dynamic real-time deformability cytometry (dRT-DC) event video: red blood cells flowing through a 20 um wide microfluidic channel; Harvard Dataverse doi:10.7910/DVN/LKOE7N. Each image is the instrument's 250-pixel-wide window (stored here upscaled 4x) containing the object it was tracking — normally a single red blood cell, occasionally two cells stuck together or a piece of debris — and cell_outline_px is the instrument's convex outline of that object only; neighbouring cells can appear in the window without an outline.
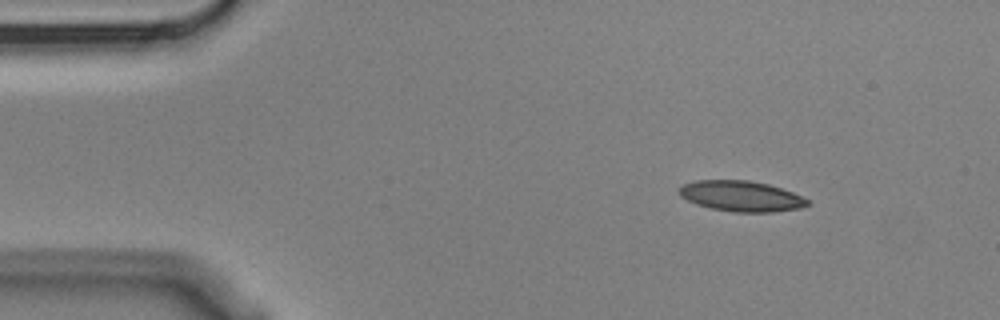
{"species": "Egyptian fruit bat (a non-hibernating species)", "species_latin": "Rousettus aegyptiacus", "temperature_condition": "cold", "stored_images_in_passage": 6, "camera_frame_rate_fps": 3000, "um_per_image_px": 0.085, "animal": {"sex": "male"}, "frame": {"image": 1, "passage_image": 1, "time_ms": 0.0, "image_size_px": [1000, 320], "cell_outline_px": [[808, 204], [800, 208], [772, 212], [732, 212], [712, 208], [696, 204], [680, 196], [680, 188], [684, 184], [696, 180], [748, 180], [768, 184], [792, 192], [808, 200]], "centroid_in_image_um": [62.99, 16.67], "position_along_channel_um": 22.0, "area_um2": 22.6}}
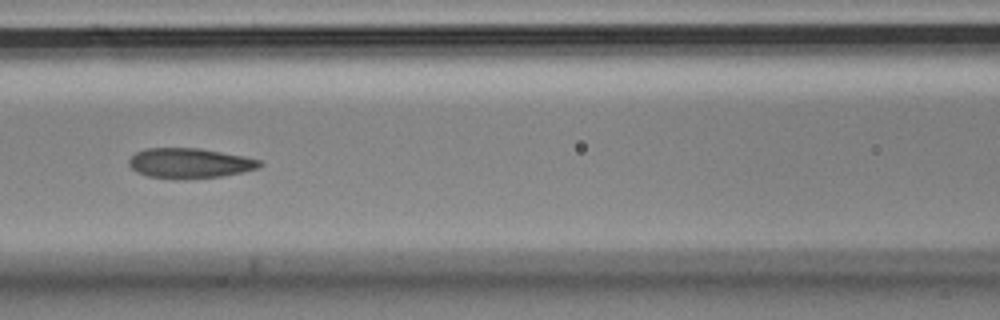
{"frame": {"image": 2, "passage_image": 5, "time_ms": 1.333, "image_size_px": [1000, 320], "cell_outline_px": [[264, 164], [256, 168], [244, 172], [224, 176], [184, 180], [176, 180], [148, 176], [136, 172], [128, 164], [128, 160], [136, 152], [148, 148], [200, 148], [244, 156], [260, 160]], "centroid_in_image_um": [16.12, 13.89], "position_along_channel_um": 150.5, "area_um2": 23.24}}
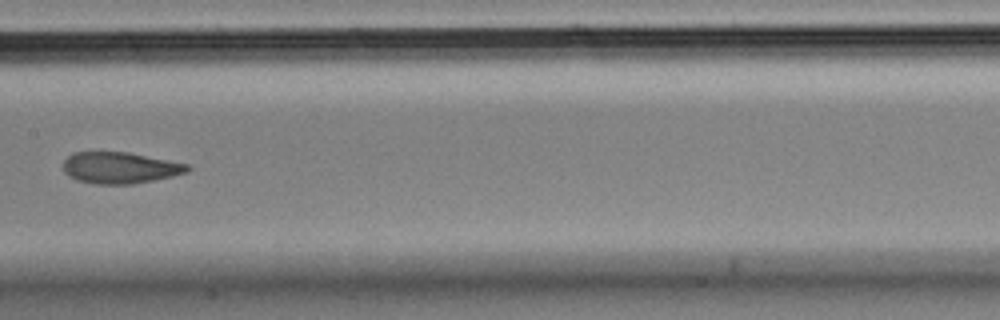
{"frame": {"image": 3, "passage_image": 6, "time_ms": 1.667, "image_size_px": [1000, 320], "cell_outline_px": [[192, 168], [188, 172], [172, 176], [132, 184], [96, 184], [76, 180], [68, 176], [64, 172], [64, 160], [72, 152], [128, 152], [188, 164]], "centroid_in_image_um": [10.19, 14.26], "position_along_channel_um": 197.2, "area_um2": 22.72}}